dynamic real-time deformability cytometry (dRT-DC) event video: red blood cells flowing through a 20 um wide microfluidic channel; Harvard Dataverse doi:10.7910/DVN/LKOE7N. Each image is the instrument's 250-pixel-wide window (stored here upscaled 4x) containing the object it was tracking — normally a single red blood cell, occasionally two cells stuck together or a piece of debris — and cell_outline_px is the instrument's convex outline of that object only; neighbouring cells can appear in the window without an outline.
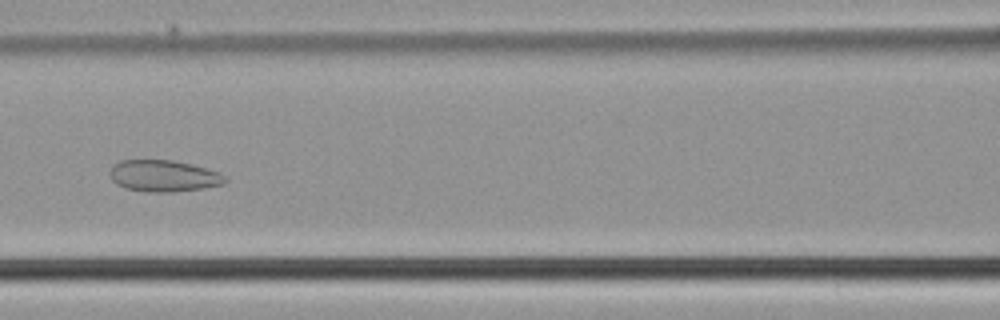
{"species": "common noctule bat (a hibernating species)", "species_latin": "Nyctalus noctula", "temperature_condition": "cold", "stored_images_in_passage": 43, "camera_frame_rate_fps": 3000, "um_per_image_px": 0.085, "animal": {"sex": "male", "body_mass_g": 21.5, "forearm_length_mm": 52.0}, "frame": {"image": 1, "passage_image": 15, "time_ms": 4.667, "image_size_px": [1000, 320], "cell_outline_px": [[228, 180], [224, 184], [204, 188], [172, 192], [148, 192], [124, 188], [116, 184], [112, 180], [112, 164], [120, 160], [172, 160], [192, 164], [216, 172], [224, 176]], "centroid_in_image_um": [13.9, 14.96], "position_along_channel_um": 152.7, "area_um2": 21.1}}
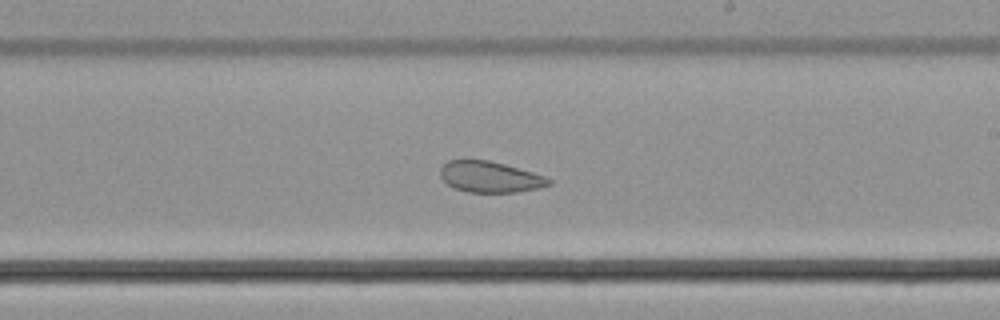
{"frame": {"image": 2, "passage_image": 22, "time_ms": 7.0, "image_size_px": [1000, 320], "cell_outline_px": [[552, 184], [540, 188], [516, 192], [468, 192], [456, 188], [448, 184], [440, 176], [440, 168], [448, 160], [488, 160], [504, 164], [532, 172], [544, 176], [552, 180]], "centroid_in_image_um": [41.66, 15.04], "position_along_channel_um": 247.3, "area_um2": 19.48}}
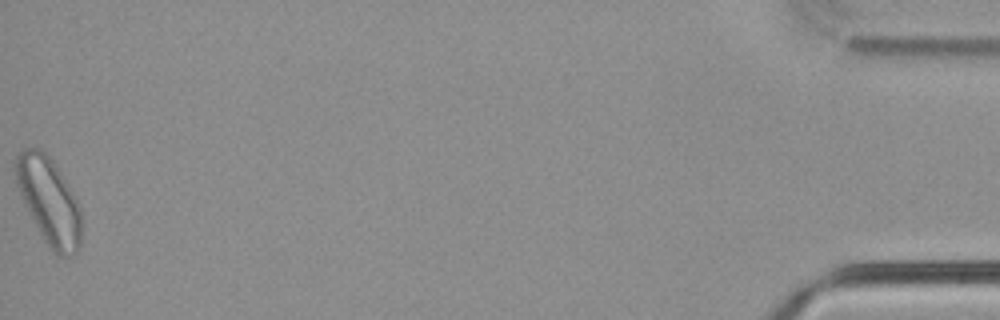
{"frame": {"image": 3, "passage_image": 43, "time_ms": 14.0, "image_size_px": [1000, 320], "cell_outline_px": [[80, 244], [76, 252], [68, 256], [56, 256], [44, 240], [16, 184], [16, 156], [24, 148], [40, 148], [52, 160], [76, 196], [80, 208]], "centroid_in_image_um": [4.19, 17.07], "position_along_channel_um": 431.0, "area_um2": 32.48}}